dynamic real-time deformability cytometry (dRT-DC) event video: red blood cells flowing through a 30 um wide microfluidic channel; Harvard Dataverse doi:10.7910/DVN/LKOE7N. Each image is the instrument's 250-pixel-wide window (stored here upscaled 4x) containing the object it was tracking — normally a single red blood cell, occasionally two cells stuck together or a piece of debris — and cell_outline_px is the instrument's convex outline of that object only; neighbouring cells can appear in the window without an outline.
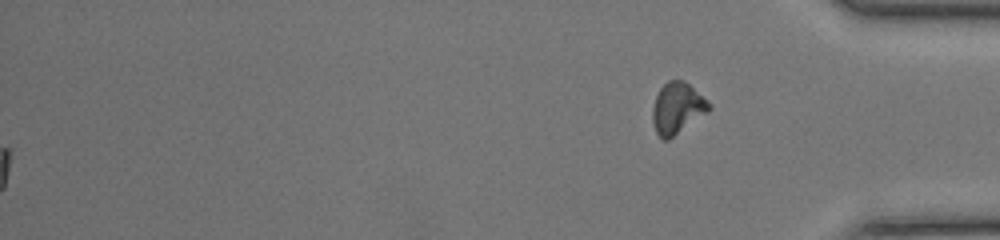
{"species": "common noctule bat (a hibernating species)", "species_latin": "Nyctalus noctula", "temperature_condition": "room temperature", "stored_images_in_passage": 43, "segment_of_instrument_passage": [2, 2], "camera_frame_rate_fps": 3000, "um_per_image_px": 0.085, "animal": {"sex": "female", "body_mass_g": 17.0, "forearm_length_mm": 48.0}, "frame": {"image": 1, "passage_image": 43, "time_ms": 14.0, "image_size_px": [1000, 240], "cell_outline_px": [[712, 108], [708, 112], [668, 140], [664, 140], [656, 132], [652, 120], [652, 108], [656, 96], [660, 88], [668, 80], [684, 80], [708, 100], [712, 104]], "centroid_in_image_um": [57.58, 9.18], "position_along_channel_um": 377.6, "area_um2": 16.88}}